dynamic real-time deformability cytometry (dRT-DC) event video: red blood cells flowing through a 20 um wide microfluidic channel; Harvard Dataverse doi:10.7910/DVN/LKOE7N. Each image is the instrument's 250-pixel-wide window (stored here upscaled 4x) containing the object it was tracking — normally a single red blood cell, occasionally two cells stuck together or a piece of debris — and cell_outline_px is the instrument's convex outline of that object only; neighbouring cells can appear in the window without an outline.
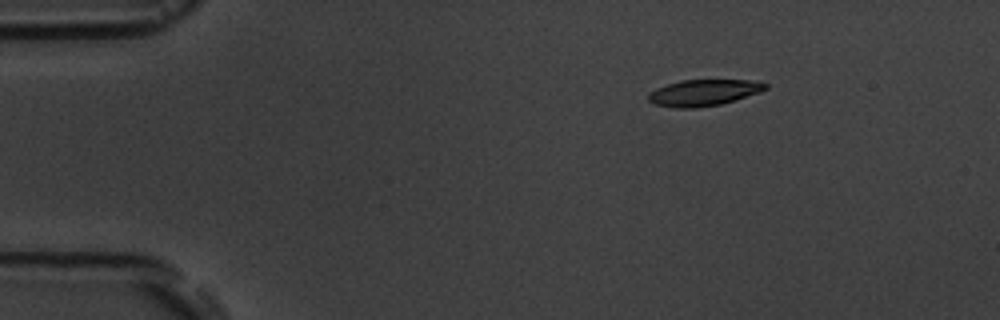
{"species": "common noctule bat (a hibernating species)", "species_latin": "Nyctalus noctula", "temperature_condition": "room temperature", "stored_images_in_passage": 4, "camera_frame_rate_fps": 3000, "um_per_image_px": 0.085, "animal": {"sex": "male", "body_mass_g": 19.5, "forearm_length_mm": 54.6}, "frame": {"image": 1, "passage_image": 1, "time_ms": 0.0, "image_size_px": [1000, 320], "cell_outline_px": [[768, 88], [760, 92], [720, 104], [696, 108], [676, 108], [652, 104], [648, 100], [648, 92], [656, 88], [680, 80], [760, 80], [768, 84]], "centroid_in_image_um": [59.8, 7.87], "position_along_channel_um": 25.2, "area_um2": 18.09}}
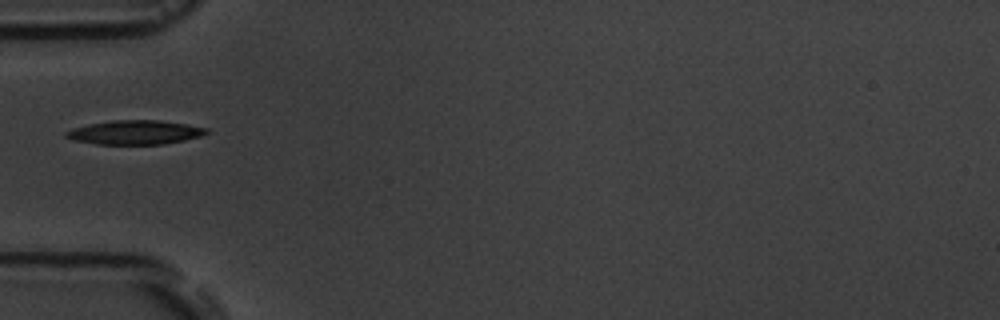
{"frame": {"image": 2, "passage_image": 4, "time_ms": 3.333, "image_size_px": [1000, 320], "cell_outline_px": [[208, 132], [200, 136], [184, 140], [164, 144], [96, 144], [76, 140], [64, 136], [64, 132], [72, 128], [112, 120], [160, 120], [208, 128]], "centroid_in_image_um": [11.47, 11.25], "position_along_channel_um": 73.5, "area_um2": 19.48}}